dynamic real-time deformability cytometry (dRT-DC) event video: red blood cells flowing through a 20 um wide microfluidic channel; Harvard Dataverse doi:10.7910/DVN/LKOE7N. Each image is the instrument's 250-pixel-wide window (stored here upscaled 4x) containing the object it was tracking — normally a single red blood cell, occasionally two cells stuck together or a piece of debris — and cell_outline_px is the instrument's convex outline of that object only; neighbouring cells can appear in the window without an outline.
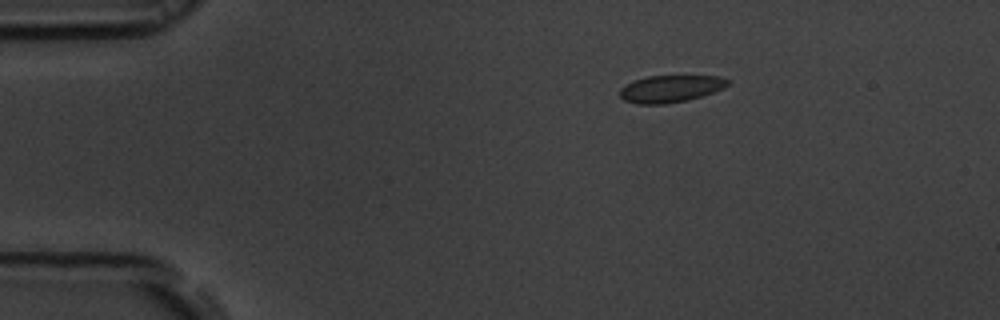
{"species": "common noctule bat (a hibernating species)", "species_latin": "Nyctalus noctula", "temperature_condition": "room temperature", "stored_images_in_passage": 42, "camera_frame_rate_fps": 3000, "um_per_image_px": 0.085, "animal": {"sex": "male", "body_mass_g": 19.5, "forearm_length_mm": 54.6}, "frame": {"image": 1, "passage_image": 1, "time_ms": 0.0, "image_size_px": [1000, 320], "cell_outline_px": [[728, 84], [724, 88], [688, 100], [664, 104], [636, 104], [624, 100], [620, 96], [620, 88], [636, 80], [648, 76], [720, 76], [728, 80]], "centroid_in_image_um": [56.98, 7.55], "position_along_channel_um": 28.0, "area_um2": 16.82}}
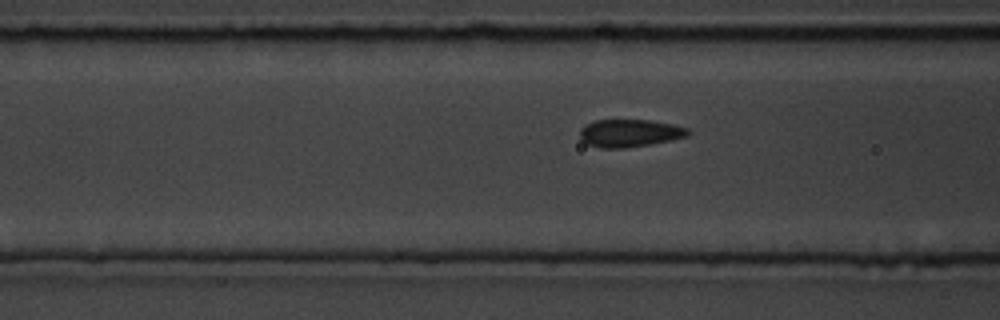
{"frame": {"image": 2, "passage_image": 13, "time_ms": 4.0, "image_size_px": [1000, 320], "cell_outline_px": [[692, 132], [688, 136], [672, 140], [624, 148], [600, 148], [588, 144], [580, 140], [580, 128], [584, 124], [596, 120], [648, 120], [672, 124], [688, 128]], "centroid_in_image_um": [53.51, 11.31], "position_along_channel_um": 113.1, "area_um2": 17.51}}
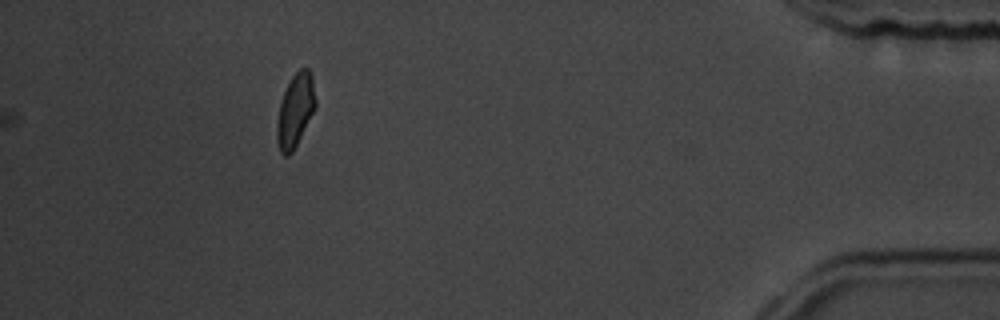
{"frame": {"image": 3, "passage_image": 42, "time_ms": 13.667, "image_size_px": [1000, 320], "cell_outline_px": [[316, 108], [292, 152], [288, 156], [284, 156], [280, 152], [276, 140], [276, 124], [280, 100], [292, 76], [300, 68], [308, 68], [312, 72], [316, 100]], "centroid_in_image_um": [25.1, 9.38], "position_along_channel_um": 410.1, "area_um2": 16.7}, "authors_computed_cell_mechanics": {"area_um2": 17.4556, "velocity_mm_per_s": 3.6675, "shape_relaxation_time_tau1_ms": 3.1659, "shape_relaxation_time_tau2_ms": null, "deformation_change_tau1": 0.0936, "deformation_change_tau2": null}}